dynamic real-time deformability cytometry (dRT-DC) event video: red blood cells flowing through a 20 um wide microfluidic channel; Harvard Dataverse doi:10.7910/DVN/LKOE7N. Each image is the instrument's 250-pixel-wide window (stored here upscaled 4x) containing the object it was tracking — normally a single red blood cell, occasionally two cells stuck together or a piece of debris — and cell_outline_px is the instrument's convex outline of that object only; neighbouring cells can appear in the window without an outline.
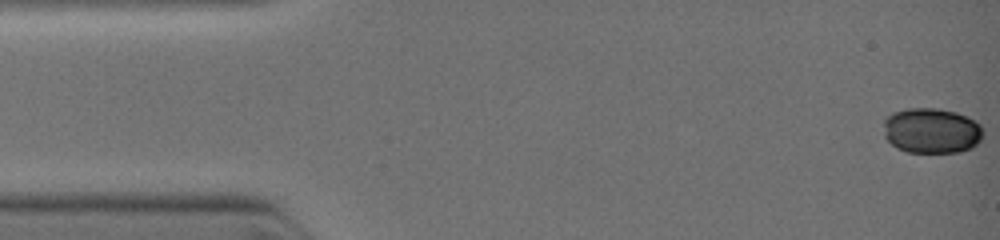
{"species": "common noctule bat (a hibernating species)", "species_latin": "Nyctalus noctula", "temperature_condition": "warm", "stored_images_in_passage": 11, "camera_frame_rate_fps": 3000, "um_per_image_px": 0.085, "animal": {"sex": "female", "body_mass_g": 19.0, "forearm_length_mm": 51.5}, "frame": {"image": 1, "passage_image": 1, "time_ms": 0.0, "image_size_px": [1000, 240], "cell_outline_px": [[984, 132], [980, 140], [972, 148], [960, 152], [908, 152], [896, 148], [884, 136], [884, 120], [892, 112], [908, 108], [936, 108], [956, 112], [976, 120], [980, 124]], "centroid_in_image_um": [79.19, 11.1], "position_along_channel_um": 5.8, "area_um2": 26.53}}
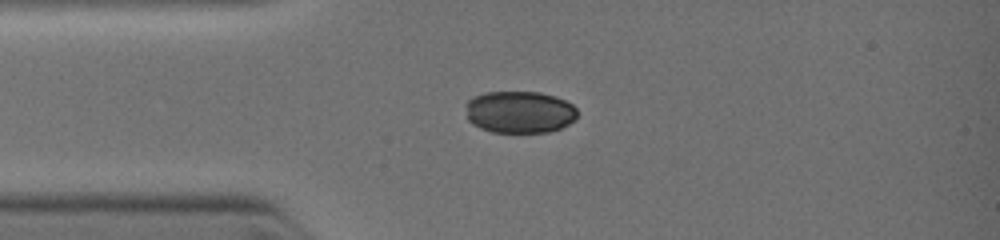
{"frame": {"image": 2, "passage_image": 7, "time_ms": 2.667, "image_size_px": [1000, 240], "cell_outline_px": [[576, 120], [560, 128], [548, 132], [492, 132], [480, 128], [472, 124], [468, 120], [464, 104], [472, 96], [484, 92], [540, 92], [556, 96], [572, 104], [576, 108]], "centroid_in_image_um": [44.13, 9.51], "position_along_channel_um": 40.9, "area_um2": 27.69}}